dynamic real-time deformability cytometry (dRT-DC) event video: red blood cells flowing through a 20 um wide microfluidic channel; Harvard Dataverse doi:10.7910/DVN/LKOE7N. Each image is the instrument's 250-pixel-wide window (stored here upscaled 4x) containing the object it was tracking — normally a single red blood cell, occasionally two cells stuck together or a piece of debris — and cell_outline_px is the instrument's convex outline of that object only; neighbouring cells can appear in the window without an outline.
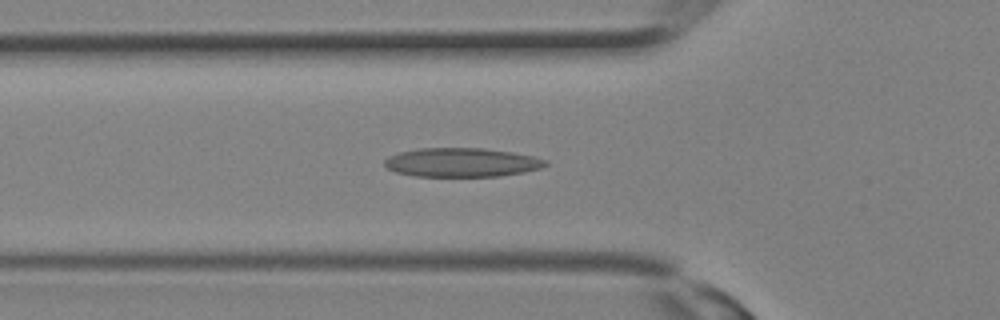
{"species": "Egyptian fruit bat (a non-hibernating species)", "species_latin": "Rousettus aegyptiacus", "temperature_condition": "room temperature", "stored_images_in_passage": 25, "camera_frame_rate_fps": 3000, "um_per_image_px": 0.085, "animal": {"sex": "female"}, "frame": {"image": 1, "passage_image": 7, "time_ms": 2.0, "image_size_px": [1000, 320], "cell_outline_px": [[548, 164], [540, 168], [524, 172], [500, 176], [416, 176], [396, 172], [388, 168], [384, 164], [384, 160], [388, 156], [400, 152], [416, 148], [484, 148], [512, 152], [532, 156], [548, 160]], "centroid_in_image_um": [39.24, 13.8], "position_along_channel_um": 86.6, "area_um2": 27.17}}
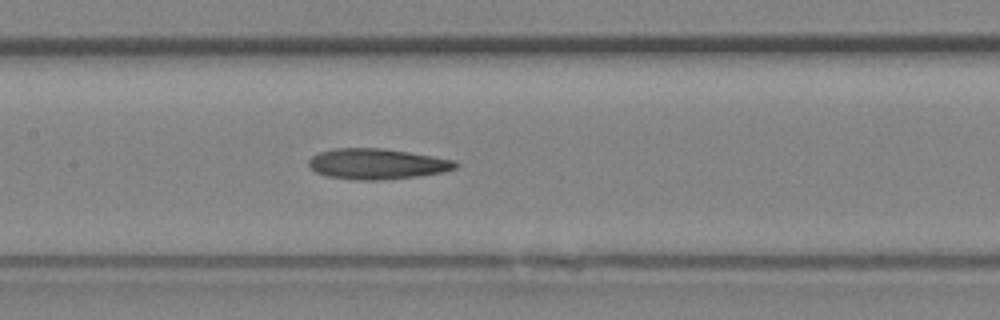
{"frame": {"image": 2, "passage_image": 11, "time_ms": 3.333, "image_size_px": [1000, 320], "cell_outline_px": [[460, 164], [456, 168], [444, 172], [416, 176], [376, 180], [356, 180], [328, 176], [316, 172], [308, 164], [308, 160], [312, 156], [320, 152], [336, 148], [380, 148], [408, 152], [456, 160]], "centroid_in_image_um": [32.07, 13.93], "position_along_channel_um": 175.3, "area_um2": 26.01}}
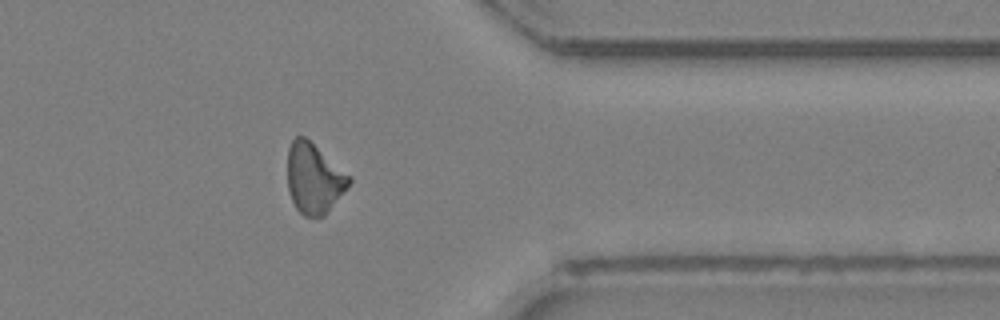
{"frame": {"image": 3, "passage_image": 21, "time_ms": 6.667, "image_size_px": [1000, 320], "cell_outline_px": [[352, 180], [324, 216], [304, 216], [296, 208], [288, 192], [288, 148], [292, 140], [296, 136], [304, 136], [352, 176]], "centroid_in_image_um": [26.68, 15.15], "position_along_channel_um": 384.7, "area_um2": 24.97}}